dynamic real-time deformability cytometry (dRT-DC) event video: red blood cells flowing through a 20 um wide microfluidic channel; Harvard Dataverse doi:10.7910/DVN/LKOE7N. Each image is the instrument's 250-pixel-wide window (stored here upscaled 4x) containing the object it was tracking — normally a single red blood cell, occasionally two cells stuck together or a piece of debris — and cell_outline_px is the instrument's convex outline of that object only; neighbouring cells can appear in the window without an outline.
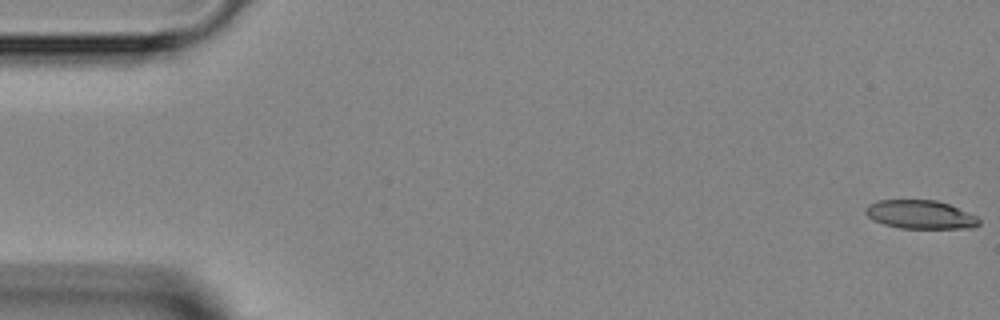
{"species": "Egyptian fruit bat (a non-hibernating species)", "species_latin": "Rousettus aegyptiacus", "temperature_condition": "room temperature", "stored_images_in_passage": 47, "camera_frame_rate_fps": 3000, "um_per_image_px": 0.085, "animal": {"sex": "female"}, "frame": {"image": 1, "passage_image": 1, "time_ms": 0.0, "image_size_px": [1000, 320], "cell_outline_px": [[980, 224], [972, 228], [900, 228], [884, 224], [872, 220], [864, 212], [864, 208], [868, 204], [876, 200], [936, 200], [948, 204], [976, 216], [980, 220]], "centroid_in_image_um": [78.18, 18.23], "position_along_channel_um": 6.8, "area_um2": 18.9}}
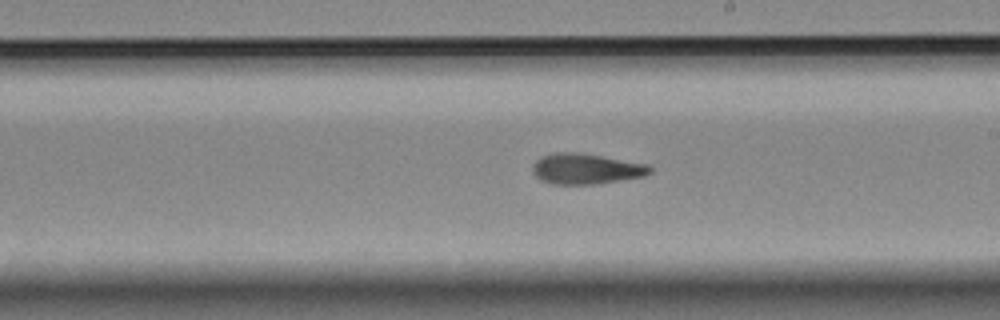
{"frame": {"image": 2, "passage_image": 27, "time_ms": 8.667, "image_size_px": [1000, 320], "cell_outline_px": [[652, 172], [644, 176], [600, 184], [552, 184], [540, 180], [532, 172], [532, 164], [540, 156], [556, 152], [580, 152], [648, 164], [652, 168]], "centroid_in_image_um": [49.8, 14.35], "position_along_channel_um": 239.2, "area_um2": 21.21}}
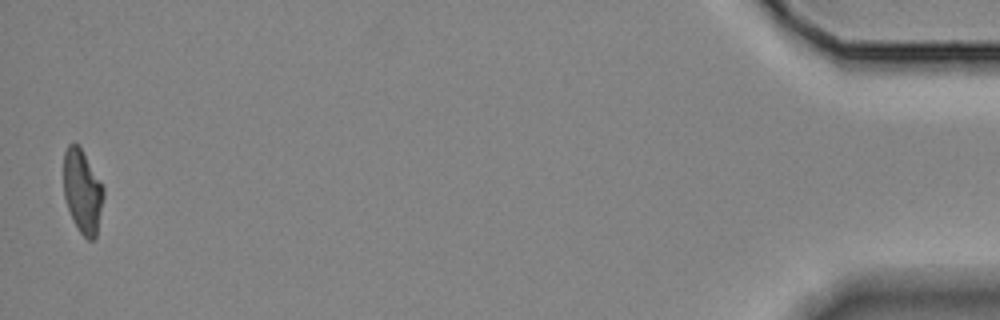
{"frame": {"image": 3, "passage_image": 47, "time_ms": 15.333, "image_size_px": [1000, 320], "cell_outline_px": [[104, 196], [96, 236], [92, 240], [88, 240], [80, 232], [68, 208], [64, 196], [64, 152], [68, 144], [76, 144], [80, 148], [104, 188]], "centroid_in_image_um": [7.01, 16.28], "position_along_channel_um": 428.2, "area_um2": 18.9}}